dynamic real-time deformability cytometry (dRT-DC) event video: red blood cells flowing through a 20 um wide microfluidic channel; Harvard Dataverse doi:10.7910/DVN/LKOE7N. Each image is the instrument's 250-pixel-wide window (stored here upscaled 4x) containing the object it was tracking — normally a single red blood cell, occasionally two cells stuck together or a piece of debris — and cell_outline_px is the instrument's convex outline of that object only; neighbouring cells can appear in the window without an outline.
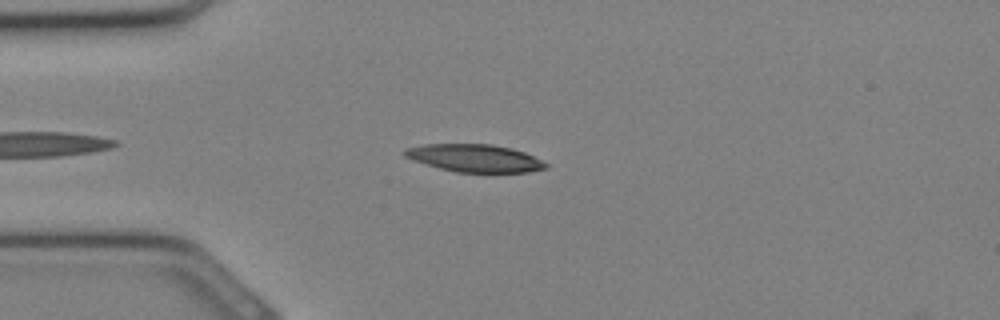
{"species": "Egyptian fruit bat (a non-hibernating species)", "species_latin": "Rousettus aegyptiacus", "temperature_condition": "cold", "stored_images_in_passage": 6, "camera_frame_rate_fps": 3000, "um_per_image_px": 0.085, "animal": {"sex": "female"}, "frame": {"image": 1, "passage_image": 4, "time_ms": 1.0, "image_size_px": [1000, 320], "cell_outline_px": [[548, 168], [528, 172], [456, 172], [440, 168], [404, 156], [400, 152], [404, 148], [424, 144], [492, 144], [512, 148], [524, 152], [548, 164]], "centroid_in_image_um": [40.34, 13.43], "position_along_channel_um": 44.7, "area_um2": 22.6}}